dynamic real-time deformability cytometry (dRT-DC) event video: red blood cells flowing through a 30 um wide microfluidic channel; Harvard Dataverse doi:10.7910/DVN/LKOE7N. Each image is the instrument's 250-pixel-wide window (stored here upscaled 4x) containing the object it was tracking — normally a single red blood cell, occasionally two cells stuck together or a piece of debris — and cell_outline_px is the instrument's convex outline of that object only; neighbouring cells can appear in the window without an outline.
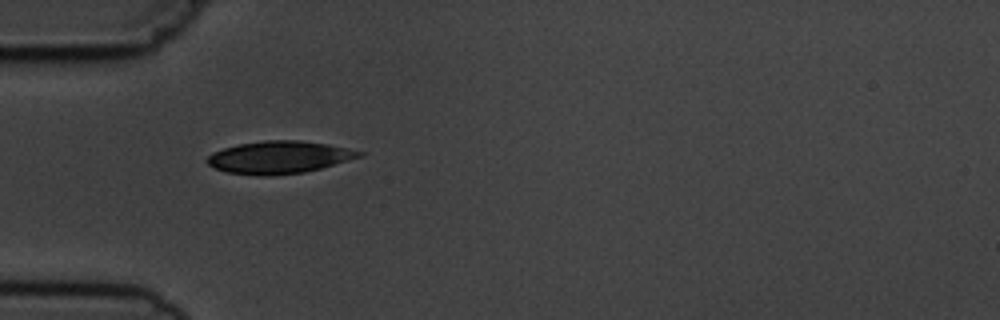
{"species": "common noctule bat (a hibernating species)", "species_latin": "Nyctalus noctula", "temperature_condition": "cold", "stored_images_in_passage": 2, "camera_frame_rate_fps": 3000, "um_per_image_px": 0.085, "animal": {"sex": "male", "body_mass_g": 19.5, "forearm_length_mm": 54.6}, "frame": {"image": 1, "passage_image": 1, "time_ms": 0.0, "image_size_px": [1000, 320], "cell_outline_px": [[364, 156], [320, 168], [304, 172], [228, 172], [216, 168], [208, 164], [204, 160], [212, 152], [224, 148], [240, 144], [264, 140], [300, 140], [328, 144], [348, 148], [364, 152]], "centroid_in_image_um": [23.78, 13.3], "position_along_channel_um": 61.2, "area_um2": 27.51}}
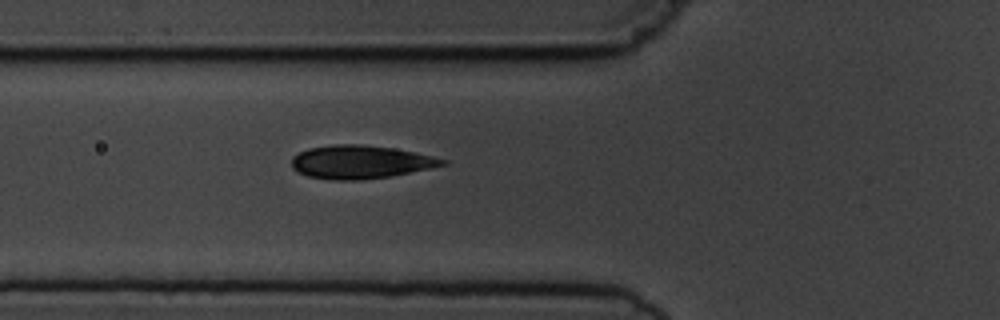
{"frame": {"image": 2, "passage_image": 2, "time_ms": 1.0, "image_size_px": [1000, 320], "cell_outline_px": [[448, 164], [388, 176], [360, 180], [332, 180], [308, 176], [292, 168], [292, 156], [308, 148], [336, 144], [360, 144], [392, 148], [432, 156], [448, 160]], "centroid_in_image_um": [30.6, 13.76], "position_along_channel_um": 95.2, "area_um2": 28.84}}